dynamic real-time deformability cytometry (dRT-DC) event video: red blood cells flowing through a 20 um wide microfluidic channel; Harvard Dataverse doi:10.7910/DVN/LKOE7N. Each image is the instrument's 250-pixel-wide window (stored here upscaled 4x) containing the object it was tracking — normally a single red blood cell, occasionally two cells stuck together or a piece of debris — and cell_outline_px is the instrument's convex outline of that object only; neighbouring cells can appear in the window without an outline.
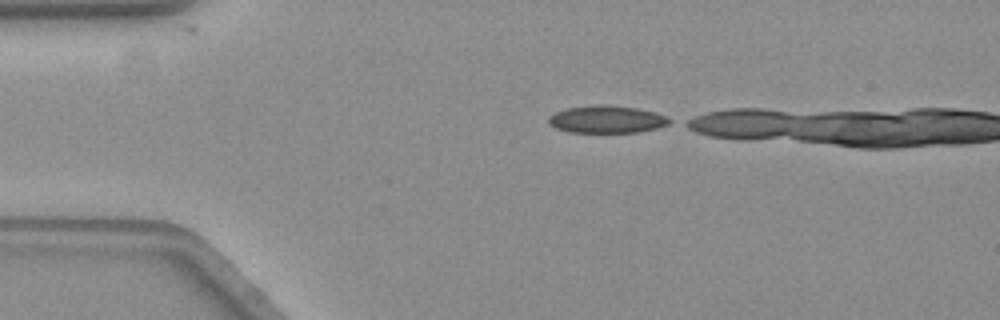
{"species": "common noctule bat (a hibernating species)", "species_latin": "Nyctalus noctula", "temperature_condition": "warm", "stored_images_in_passage": 10, "camera_frame_rate_fps": 3000, "um_per_image_px": 0.085, "animal": {"sex": "female", "body_mass_g": 19.3, "forearm_length_mm": 54.1}, "frame": {"image": 1, "passage_image": 1, "time_ms": 0.0, "image_size_px": [1000, 320], "cell_outline_px": [[672, 120], [668, 124], [656, 128], [636, 132], [572, 132], [556, 128], [548, 124], [548, 116], [556, 112], [568, 108], [592, 104], [604, 104], [636, 108], [652, 112], [664, 116]], "centroid_in_image_um": [51.52, 10.13], "position_along_channel_um": 33.5, "area_um2": 19.13}}